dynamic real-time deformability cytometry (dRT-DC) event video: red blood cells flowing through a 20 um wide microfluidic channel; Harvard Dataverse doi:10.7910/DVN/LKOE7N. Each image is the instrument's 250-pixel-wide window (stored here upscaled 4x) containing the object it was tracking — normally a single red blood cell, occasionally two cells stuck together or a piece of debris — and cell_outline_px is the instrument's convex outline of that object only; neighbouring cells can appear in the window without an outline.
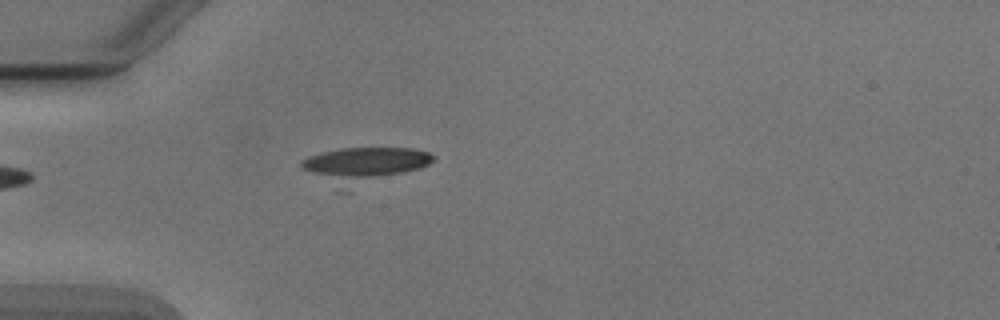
{"species": "Egyptian fruit bat (a non-hibernating species)", "species_latin": "Rousettus aegyptiacus", "temperature_condition": "cold", "stored_images_in_passage": 4, "camera_frame_rate_fps": 3000, "um_per_image_px": 0.085, "animal": {"sex": "male"}, "frame": {"image": 1, "passage_image": 4, "time_ms": 3.667, "image_size_px": [1000, 320], "cell_outline_px": [[436, 156], [428, 164], [420, 168], [404, 172], [372, 176], [336, 176], [316, 172], [304, 168], [300, 164], [300, 160], [324, 152], [340, 148], [412, 148], [428, 152]], "centroid_in_image_um": [31.21, 13.72], "position_along_channel_um": 53.8, "area_um2": 21.56}}